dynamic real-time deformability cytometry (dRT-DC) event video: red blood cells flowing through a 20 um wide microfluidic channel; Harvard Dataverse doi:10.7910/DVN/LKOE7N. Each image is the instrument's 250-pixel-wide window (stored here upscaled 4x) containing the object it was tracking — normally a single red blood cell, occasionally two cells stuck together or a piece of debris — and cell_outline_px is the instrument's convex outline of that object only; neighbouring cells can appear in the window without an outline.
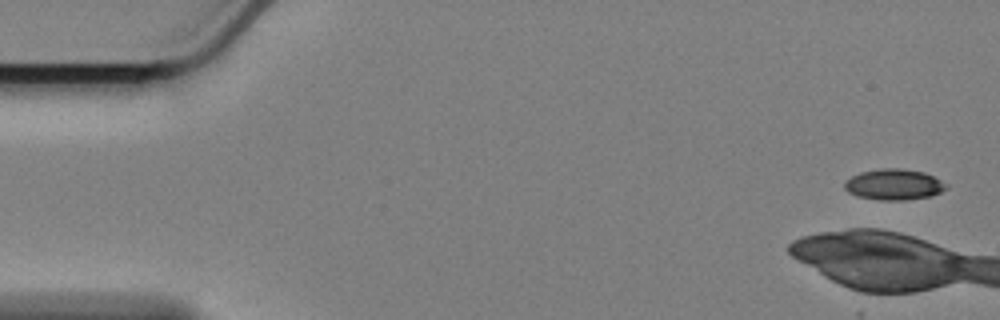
{"species": "Egyptian fruit bat (a non-hibernating species)", "species_latin": "Rousettus aegyptiacus", "temperature_condition": "cold", "stored_images_in_passage": 6, "camera_frame_rate_fps": 3000, "um_per_image_px": 0.085, "animal": {"sex": "female"}, "frame": {"image": 1, "passage_image": 1, "time_ms": 0.0, "image_size_px": [1000, 320], "cell_outline_px": [[948, 188], [932, 196], [904, 200], [880, 200], [856, 196], [848, 192], [844, 188], [844, 180], [860, 172], [880, 168], [900, 168], [924, 172], [948, 184]], "centroid_in_image_um": [75.97, 15.68], "position_along_channel_um": 9.0, "area_um2": 18.44}}